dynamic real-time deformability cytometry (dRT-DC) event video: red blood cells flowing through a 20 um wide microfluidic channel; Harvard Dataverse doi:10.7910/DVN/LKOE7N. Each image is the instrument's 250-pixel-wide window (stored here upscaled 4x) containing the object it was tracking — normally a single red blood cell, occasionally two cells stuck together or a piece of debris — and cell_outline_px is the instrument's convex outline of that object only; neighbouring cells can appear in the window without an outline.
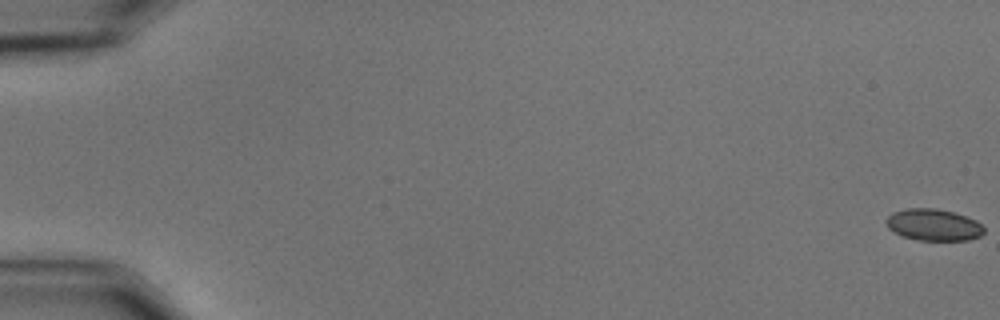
{"species": "common noctule bat (a hibernating species)", "species_latin": "Nyctalus noctula", "temperature_condition": "cold", "stored_images_in_passage": 59, "camera_frame_rate_fps": 3000, "um_per_image_px": 0.085, "animal": {"sex": "male", "body_mass_g": 15.6}, "frame": {"image": 1, "passage_image": 1, "time_ms": 0.0, "image_size_px": [1000, 320], "cell_outline_px": [[984, 232], [976, 236], [960, 240], [924, 240], [908, 236], [896, 232], [888, 224], [888, 220], [896, 212], [948, 212], [972, 220], [980, 224], [984, 228]], "centroid_in_image_um": [79.45, 19.2], "position_along_channel_um": 5.6, "area_um2": 15.49}}
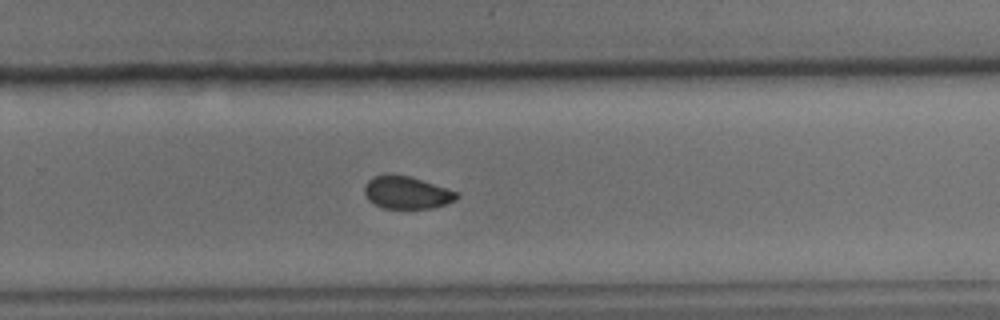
{"frame": {"image": 2, "passage_image": 40, "time_ms": 13.0, "image_size_px": [1000, 320], "cell_outline_px": [[456, 196], [452, 200], [440, 204], [424, 208], [388, 208], [376, 204], [368, 196], [368, 184], [376, 176], [404, 176], [456, 192]], "centroid_in_image_um": [34.57, 16.4], "position_along_channel_um": 295.2, "area_um2": 15.43}}
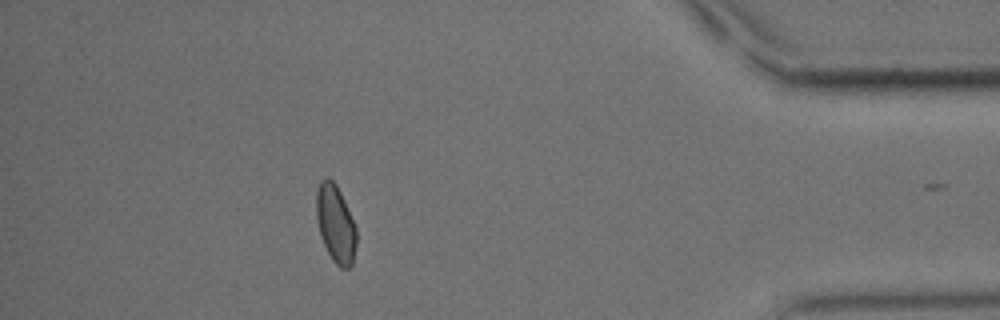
{"frame": {"image": 3, "passage_image": 53, "time_ms": 17.333, "image_size_px": [1000, 320], "cell_outline_px": [[356, 240], [352, 264], [348, 268], [344, 268], [328, 252], [324, 244], [320, 232], [316, 208], [316, 196], [320, 184], [324, 180], [332, 180], [356, 228]], "centroid_in_image_um": [28.52, 19.06], "position_along_channel_um": 406.7, "area_um2": 16.65}, "authors_computed_cell_mechanics": {"area_um2": 16.0684, "velocity_mm_per_s": 3.5249, "shape_relaxation_time_tau1_ms": 7.285, "shape_relaxation_time_tau2_ms": 3.2611, "deformation_change_tau1": 0.0888, "deformation_change_tau2": 0.0445}}